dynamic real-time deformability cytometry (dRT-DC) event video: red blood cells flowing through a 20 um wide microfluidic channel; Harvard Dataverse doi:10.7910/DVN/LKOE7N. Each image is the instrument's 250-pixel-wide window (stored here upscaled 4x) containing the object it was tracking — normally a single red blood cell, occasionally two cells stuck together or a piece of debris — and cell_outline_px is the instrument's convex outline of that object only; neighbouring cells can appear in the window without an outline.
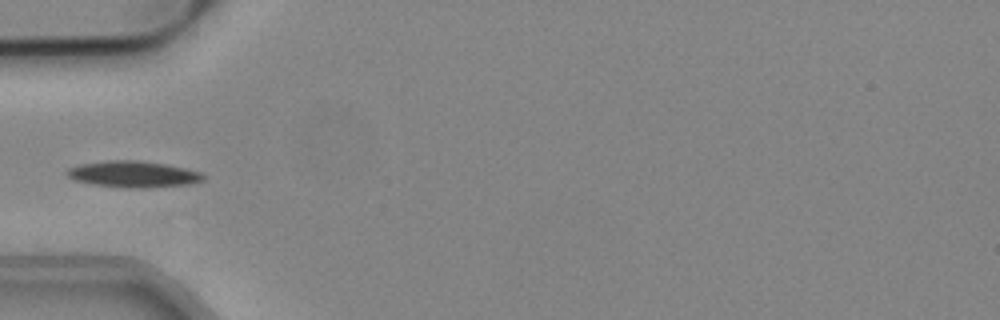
{"species": "common noctule bat (a hibernating species)", "species_latin": "Nyctalus noctula", "temperature_condition": "cold", "stored_images_in_passage": 4, "camera_frame_rate_fps": 3000, "um_per_image_px": 0.085, "animal": {"sex": "male", "body_mass_g": 19.2, "forearm_length_mm": 51.8}, "frame": {"image": 1, "passage_image": 1, "time_ms": 0.0, "image_size_px": [1000, 320], "cell_outline_px": [[204, 180], [192, 184], [144, 188], [128, 188], [92, 184], [76, 180], [68, 176], [64, 172], [68, 168], [80, 164], [108, 160], [132, 160], [164, 164], [184, 168], [200, 172], [204, 176]], "centroid_in_image_um": [11.31, 14.81], "position_along_channel_um": 73.7, "area_um2": 20.81}}